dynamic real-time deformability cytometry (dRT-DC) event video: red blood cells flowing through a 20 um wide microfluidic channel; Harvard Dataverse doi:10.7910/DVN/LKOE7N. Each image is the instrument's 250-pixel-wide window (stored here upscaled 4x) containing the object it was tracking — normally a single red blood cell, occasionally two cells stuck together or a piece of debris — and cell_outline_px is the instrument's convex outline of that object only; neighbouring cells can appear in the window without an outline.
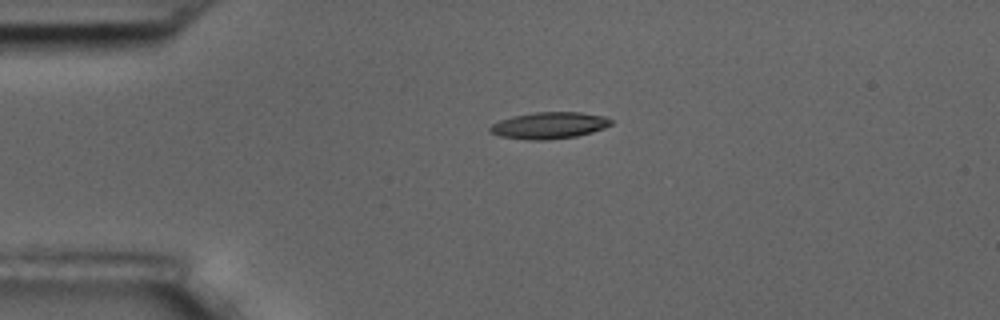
{"species": "common noctule bat (a hibernating species)", "species_latin": "Nyctalus noctula", "temperature_condition": "room temperature", "stored_images_in_passage": 2, "camera_frame_rate_fps": 3000, "um_per_image_px": 0.085, "animal": {"sex": "male", "body_mass_g": 17.5, "forearm_length_mm": 52.3}, "frame": {"image": 1, "passage_image": 1, "time_ms": 0.0, "image_size_px": [1000, 320], "cell_outline_px": [[612, 124], [604, 128], [592, 132], [576, 136], [544, 140], [528, 140], [500, 136], [488, 132], [488, 128], [492, 124], [500, 120], [512, 116], [536, 112], [580, 112], [604, 116], [612, 120]], "centroid_in_image_um": [46.65, 10.66], "position_along_channel_um": 38.3, "area_um2": 18.79}}